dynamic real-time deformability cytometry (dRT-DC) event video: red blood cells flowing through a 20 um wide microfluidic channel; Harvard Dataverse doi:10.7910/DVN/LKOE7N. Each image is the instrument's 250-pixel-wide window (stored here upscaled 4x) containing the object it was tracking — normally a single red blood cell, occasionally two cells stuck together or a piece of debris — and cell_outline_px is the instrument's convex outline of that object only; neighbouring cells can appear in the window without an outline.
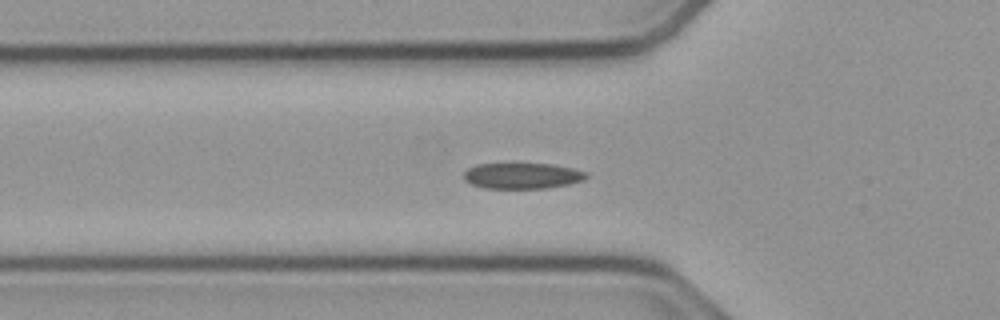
{"species": "common noctule bat (a hibernating species)", "species_latin": "Nyctalus noctula", "temperature_condition": "cold", "stored_images_in_passage": 46, "camera_frame_rate_fps": 3000, "um_per_image_px": 0.085, "animal": {"sex": "male", "body_mass_g": 23.1, "forearm_length_mm": 52.7}, "frame": {"image": 1, "passage_image": 18, "time_ms": 5.667, "image_size_px": [1000, 320], "cell_outline_px": [[588, 176], [584, 180], [568, 184], [548, 188], [484, 188], [472, 184], [464, 180], [464, 172], [468, 168], [476, 164], [552, 164], [572, 168], [588, 172]], "centroid_in_image_um": [44.4, 14.94], "position_along_channel_um": 81.4, "area_um2": 18.44}}
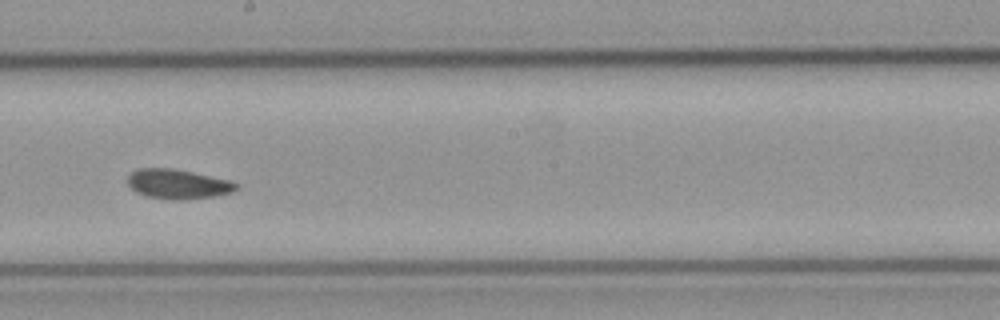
{"frame": {"image": 2, "passage_image": 30, "time_ms": 9.667, "image_size_px": [1000, 320], "cell_outline_px": [[240, 188], [232, 192], [216, 196], [180, 200], [168, 200], [144, 196], [136, 192], [128, 184], [128, 176], [136, 168], [172, 168], [232, 180], [240, 184]], "centroid_in_image_um": [15.16, 15.65], "position_along_channel_um": 233.0, "area_um2": 19.07}}
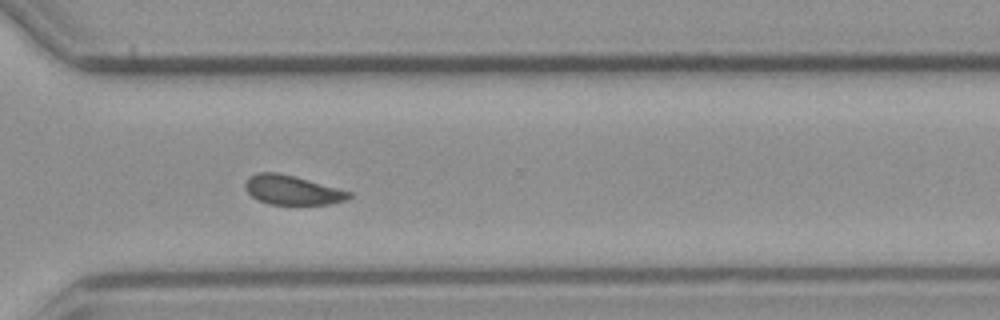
{"frame": {"image": 3, "passage_image": 39, "time_ms": 12.667, "image_size_px": [1000, 320], "cell_outline_px": [[352, 196], [348, 200], [328, 204], [268, 204], [252, 196], [244, 188], [244, 184], [248, 176], [256, 172], [276, 172], [292, 176], [352, 192]], "centroid_in_image_um": [24.81, 16.15], "position_along_channel_um": 345.8, "area_um2": 17.57}, "authors_computed_cell_mechanics": {"area_um2": 18.6405, "velocity_mm_per_s": 3.7535, "shape_relaxation_time_tau1_ms": 4.2688, "shape_relaxation_time_tau2_ms": 3.1604, "deformation_change_tau1": 0.1034, "deformation_change_tau2": 0.0721}}